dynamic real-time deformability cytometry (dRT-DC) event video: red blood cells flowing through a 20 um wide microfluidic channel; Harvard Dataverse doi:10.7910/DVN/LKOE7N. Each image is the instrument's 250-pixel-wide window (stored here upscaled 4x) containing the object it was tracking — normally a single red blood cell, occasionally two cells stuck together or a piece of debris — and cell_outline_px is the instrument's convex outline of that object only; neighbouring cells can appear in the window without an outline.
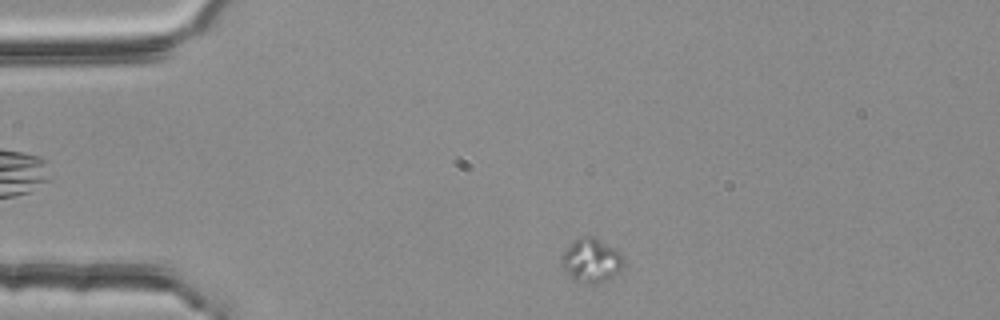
{"species": "common noctule bat (a hibernating species)", "species_latin": "Nyctalus noctula", "temperature_condition": "room temperature", "stored_images_in_passage": 4, "camera_frame_rate_fps": 3000, "um_per_image_px": 0.085, "animal": {"sex": "female", "body_mass_g": 25.1}, "frame": {"image": 1, "passage_image": 4, "time_ms": 1.0, "image_size_px": [1000, 320], "cell_outline_px": [[624, 268], [608, 280], [596, 284], [588, 284], [572, 280], [560, 264], [560, 256], [572, 240], [580, 236], [592, 236], [616, 248], [624, 256]], "centroid_in_image_um": [50.26, 22.14], "position_along_channel_um": 34.7, "area_um2": 16.47}}